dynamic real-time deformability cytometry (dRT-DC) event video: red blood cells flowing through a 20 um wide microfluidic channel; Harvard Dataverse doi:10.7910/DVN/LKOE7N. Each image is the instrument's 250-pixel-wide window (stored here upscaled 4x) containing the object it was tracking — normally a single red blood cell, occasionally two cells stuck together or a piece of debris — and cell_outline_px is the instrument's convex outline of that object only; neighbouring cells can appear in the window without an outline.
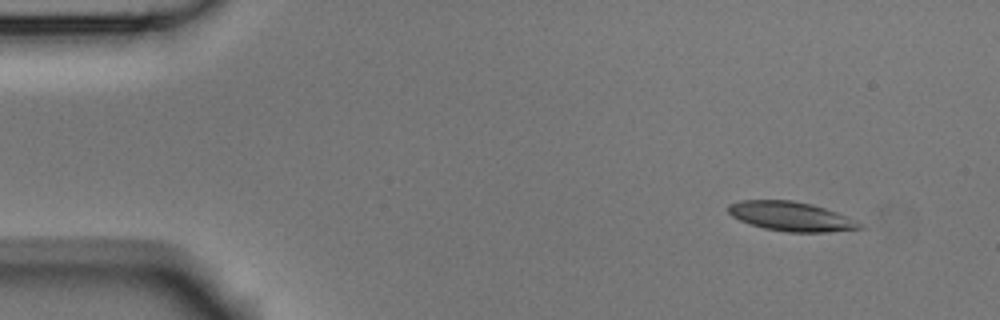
{"species": "Egyptian fruit bat (a non-hibernating species)", "species_latin": "Rousettus aegyptiacus", "temperature_condition": "room temperature", "stored_images_in_passage": 3, "camera_frame_rate_fps": 3000, "um_per_image_px": 0.085, "animal": {"sex": "male"}, "frame": {"image": 1, "passage_image": 1, "time_ms": 0.0, "image_size_px": [1000, 320], "cell_outline_px": [[868, 228], [828, 232], [788, 232], [764, 228], [740, 220], [732, 216], [728, 212], [728, 204], [740, 200], [792, 200], [812, 204], [836, 212], [856, 220], [864, 224]], "centroid_in_image_um": [67.29, 18.39], "position_along_channel_um": 17.7, "area_um2": 22.54}}